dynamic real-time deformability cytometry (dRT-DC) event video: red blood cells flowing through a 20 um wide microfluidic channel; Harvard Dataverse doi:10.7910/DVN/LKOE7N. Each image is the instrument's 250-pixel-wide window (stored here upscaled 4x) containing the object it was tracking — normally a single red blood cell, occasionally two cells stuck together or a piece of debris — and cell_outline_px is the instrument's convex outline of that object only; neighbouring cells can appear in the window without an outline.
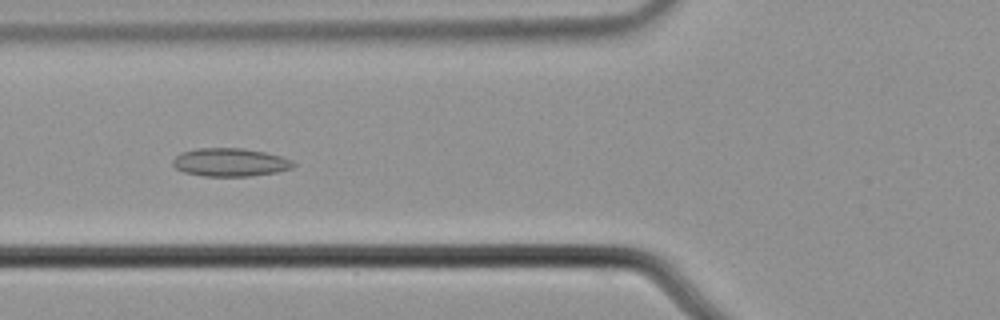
{"species": "common noctule bat (a hibernating species)", "species_latin": "Nyctalus noctula", "temperature_condition": "cold", "stored_images_in_passage": 7, "camera_frame_rate_fps": 3000, "um_per_image_px": 0.085, "animal": {"sex": "male", "body_mass_g": 21.5, "forearm_length_mm": 52.0}, "frame": {"image": 1, "passage_image": 7, "time_ms": 2.0, "image_size_px": [1000, 320], "cell_outline_px": [[296, 164], [292, 168], [276, 172], [252, 176], [204, 176], [184, 172], [176, 168], [172, 164], [172, 160], [176, 156], [184, 152], [196, 148], [244, 148], [264, 152], [280, 156], [292, 160]], "centroid_in_image_um": [19.57, 13.79], "position_along_channel_um": 106.2, "area_um2": 19.77}}